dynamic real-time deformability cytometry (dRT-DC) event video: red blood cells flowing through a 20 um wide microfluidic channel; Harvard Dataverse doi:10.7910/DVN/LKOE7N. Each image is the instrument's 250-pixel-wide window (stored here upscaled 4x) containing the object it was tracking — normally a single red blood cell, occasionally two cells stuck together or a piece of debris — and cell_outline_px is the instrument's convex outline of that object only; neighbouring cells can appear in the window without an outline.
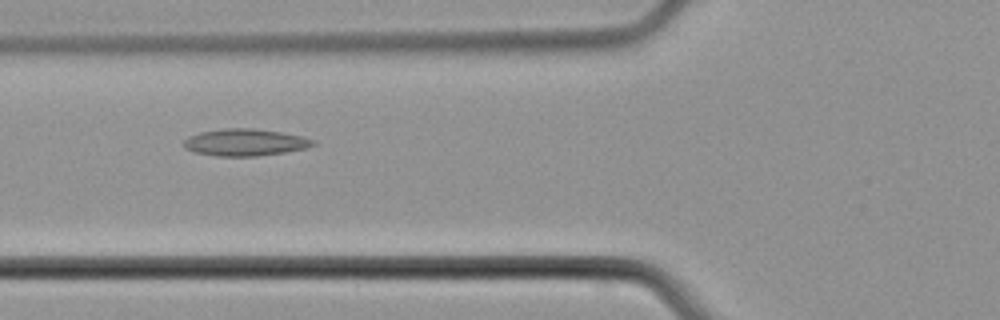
{"species": "common noctule bat (a hibernating species)", "species_latin": "Nyctalus noctula", "temperature_condition": "cold", "stored_images_in_passage": 33, "camera_frame_rate_fps": 3000, "um_per_image_px": 0.085, "animal": {"sex": "male", "body_mass_g": 21.5, "forearm_length_mm": 52.0}, "frame": {"image": 1, "passage_image": 3, "time_ms": 0.667, "image_size_px": [1000, 320], "cell_outline_px": [[316, 144], [308, 148], [284, 152], [256, 156], [216, 156], [192, 152], [184, 148], [184, 140], [188, 136], [200, 132], [224, 128], [252, 128], [280, 132], [304, 136], [316, 140]], "centroid_in_image_um": [20.84, 12.1], "position_along_channel_um": 105.0, "area_um2": 20.52}}
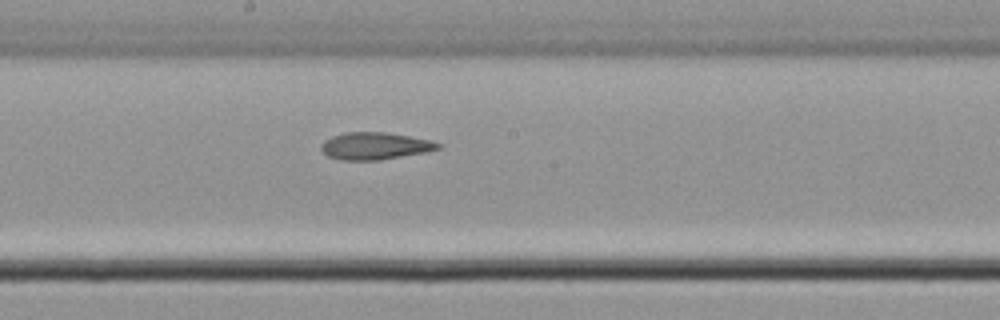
{"frame": {"image": 2, "passage_image": 11, "time_ms": 3.333, "image_size_px": [1000, 320], "cell_outline_px": [[440, 148], [424, 152], [380, 160], [340, 160], [328, 156], [320, 148], [320, 144], [324, 140], [332, 136], [344, 132], [384, 132], [432, 140], [440, 144]], "centroid_in_image_um": [31.82, 12.4], "position_along_channel_um": 216.4, "area_um2": 18.44}}
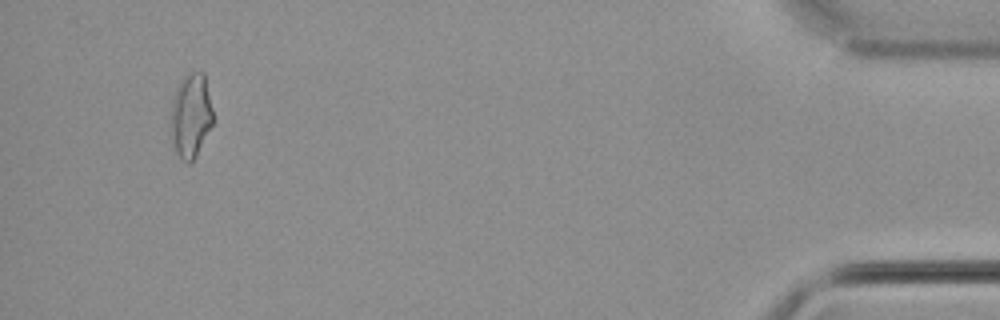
{"frame": {"image": 3, "passage_image": 31, "time_ms": 10.0, "image_size_px": [1000, 320], "cell_outline_px": [[216, 120], [196, 156], [188, 164], [180, 160], [172, 144], [172, 100], [176, 88], [180, 80], [184, 76], [192, 72], [204, 72]], "centroid_in_image_um": [16.27, 9.84], "position_along_channel_um": 418.9, "area_um2": 21.1}}